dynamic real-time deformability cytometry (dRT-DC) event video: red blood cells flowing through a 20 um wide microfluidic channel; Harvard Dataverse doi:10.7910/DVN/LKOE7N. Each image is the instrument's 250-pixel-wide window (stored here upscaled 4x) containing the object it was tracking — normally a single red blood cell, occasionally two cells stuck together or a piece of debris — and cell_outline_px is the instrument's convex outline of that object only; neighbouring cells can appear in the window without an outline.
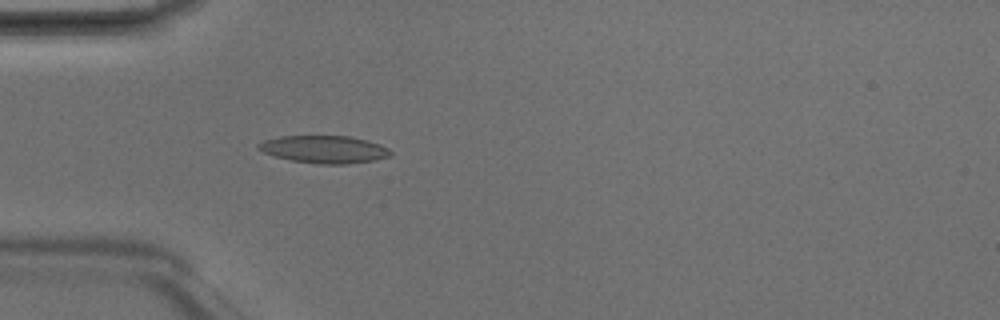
{"species": "Egyptian fruit bat (a non-hibernating species)", "species_latin": "Rousettus aegyptiacus", "temperature_condition": "room temperature", "stored_images_in_passage": 2, "camera_frame_rate_fps": 3000, "um_per_image_px": 0.085, "animal": {"sex": "male"}, "frame": {"image": 1, "passage_image": 2, "time_ms": 0.333, "image_size_px": [1000, 320], "cell_outline_px": [[392, 156], [376, 160], [348, 164], [320, 164], [292, 160], [276, 156], [264, 152], [256, 148], [256, 144], [264, 140], [280, 136], [348, 136], [368, 140], [380, 144], [388, 148], [392, 152]], "centroid_in_image_um": [27.59, 12.69], "position_along_channel_um": 57.4, "area_um2": 21.27}}